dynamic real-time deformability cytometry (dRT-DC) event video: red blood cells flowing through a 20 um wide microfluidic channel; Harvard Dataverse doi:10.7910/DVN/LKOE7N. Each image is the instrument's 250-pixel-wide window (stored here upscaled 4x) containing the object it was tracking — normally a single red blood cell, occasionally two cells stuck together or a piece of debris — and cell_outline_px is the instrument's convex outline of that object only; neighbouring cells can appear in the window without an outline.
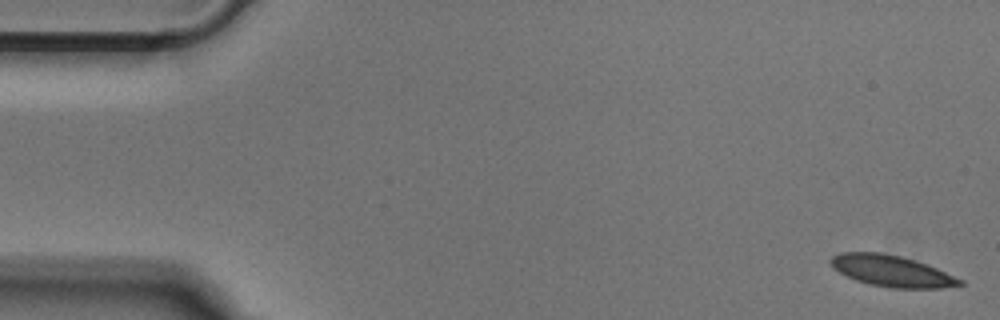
{"species": "Egyptian fruit bat (a non-hibernating species)", "species_latin": "Rousettus aegyptiacus", "temperature_condition": "cold", "stored_images_in_passage": 51, "camera_frame_rate_fps": 3000, "um_per_image_px": 0.085, "animal": {"sex": "male"}, "frame": {"image": 1, "passage_image": 1, "time_ms": 0.0, "image_size_px": [1000, 320], "cell_outline_px": [[964, 284], [940, 288], [892, 288], [872, 284], [856, 280], [840, 272], [828, 260], [832, 256], [840, 252], [880, 252], [900, 256], [916, 260], [928, 264], [964, 280]], "centroid_in_image_um": [75.83, 23.02], "position_along_channel_um": 9.2, "area_um2": 23.41}}
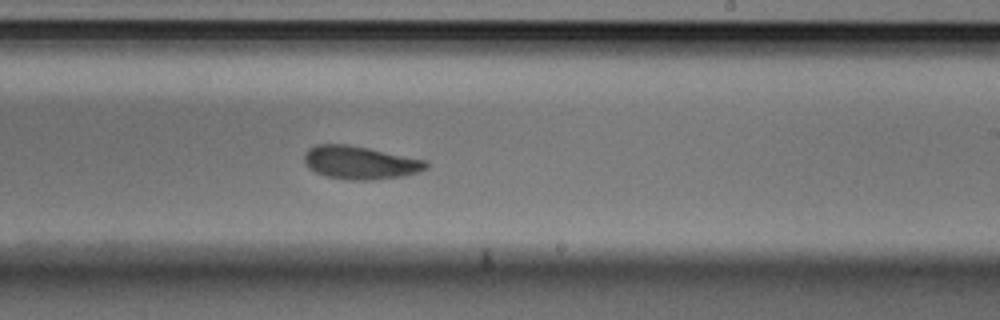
{"frame": {"image": 2, "passage_image": 30, "time_ms": 9.667, "image_size_px": [1000, 320], "cell_outline_px": [[428, 168], [420, 172], [404, 176], [372, 180], [352, 180], [328, 176], [316, 172], [304, 164], [304, 156], [308, 148], [316, 144], [344, 144], [368, 148], [428, 160]], "centroid_in_image_um": [30.65, 13.82], "position_along_channel_um": 258.4, "area_um2": 23.58}}
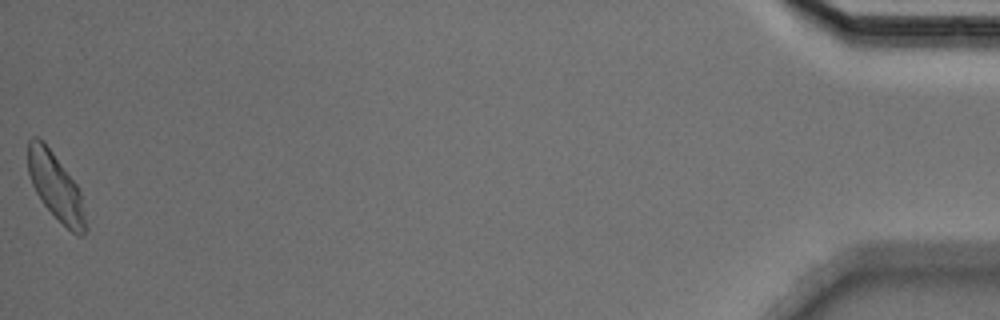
{"frame": {"image": 3, "passage_image": 51, "time_ms": 16.667, "image_size_px": [1000, 320], "cell_outline_px": [[88, 228], [84, 236], [80, 236], [72, 232], [40, 200], [32, 184], [28, 172], [28, 140], [32, 136], [36, 136], [44, 140], [76, 184], [80, 192]], "centroid_in_image_um": [4.74, 15.84], "position_along_channel_um": 430.5, "area_um2": 22.31}}